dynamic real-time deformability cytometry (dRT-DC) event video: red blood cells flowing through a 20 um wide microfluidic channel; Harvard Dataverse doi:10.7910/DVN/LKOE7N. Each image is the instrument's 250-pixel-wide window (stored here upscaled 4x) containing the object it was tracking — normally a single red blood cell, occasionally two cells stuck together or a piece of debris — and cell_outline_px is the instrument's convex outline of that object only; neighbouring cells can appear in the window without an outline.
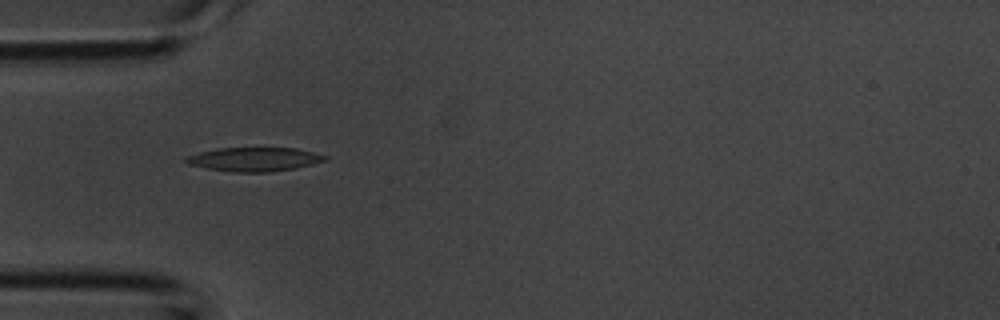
{"species": "common noctule bat (a hibernating species)", "species_latin": "Nyctalus noctula", "temperature_condition": "room temperature", "stored_images_in_passage": 3, "camera_frame_rate_fps": 3000, "um_per_image_px": 0.085, "animal": {"sex": "male", "body_mass_g": 20.1, "forearm_length_mm": 53.5}, "frame": {"image": 1, "passage_image": 2, "time_ms": 0.333, "image_size_px": [1000, 320], "cell_outline_px": [[328, 160], [296, 168], [268, 172], [232, 172], [208, 168], [188, 164], [184, 160], [184, 156], [216, 148], [296, 148], [328, 156]], "centroid_in_image_um": [21.6, 13.54], "position_along_channel_um": 63.4, "area_um2": 19.36}}
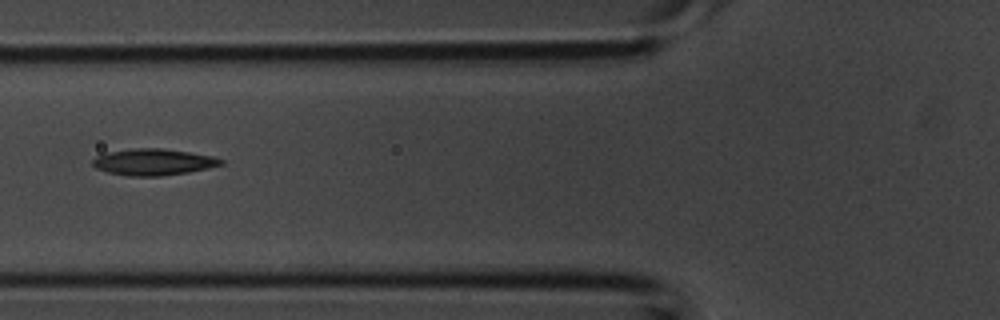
{"frame": {"image": 2, "passage_image": 3, "time_ms": 0.667, "image_size_px": [1000, 320], "cell_outline_px": [[224, 164], [208, 168], [188, 172], [160, 176], [128, 176], [108, 172], [96, 168], [92, 164], [92, 160], [96, 156], [104, 152], [136, 148], [164, 148], [212, 156], [224, 160]], "centroid_in_image_um": [13.01, 13.77], "position_along_channel_um": 112.8, "area_um2": 19.83}}